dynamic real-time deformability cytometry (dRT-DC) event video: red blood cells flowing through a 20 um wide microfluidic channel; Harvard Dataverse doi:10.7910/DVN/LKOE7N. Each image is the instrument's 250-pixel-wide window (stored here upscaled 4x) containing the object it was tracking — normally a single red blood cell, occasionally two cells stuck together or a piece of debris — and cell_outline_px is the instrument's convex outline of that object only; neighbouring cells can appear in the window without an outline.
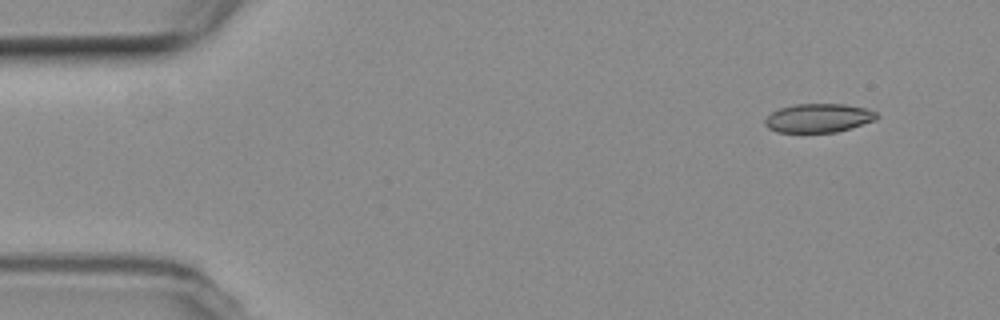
{"species": "common noctule bat (a hibernating species)", "species_latin": "Nyctalus noctula", "temperature_condition": "room temperature", "stored_images_in_passage": 5, "segment_of_instrument_passage": [1, 2], "camera_frame_rate_fps": 3000, "um_per_image_px": 0.085, "animal": {"sex": "female", "body_mass_g": 19.3, "forearm_length_mm": 54.1}, "frame": {"image": 1, "passage_image": 1, "time_ms": 0.0, "image_size_px": [1000, 320], "cell_outline_px": [[880, 116], [876, 120], [836, 132], [776, 132], [768, 128], [764, 124], [764, 120], [772, 112], [780, 108], [796, 104], [844, 104], [864, 108], [876, 112]], "centroid_in_image_um": [69.57, 10.03], "position_along_channel_um": 15.4, "area_um2": 18.67}}
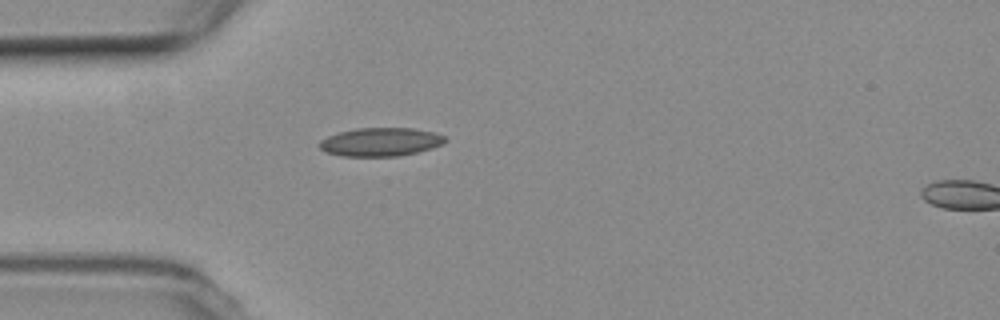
{"frame": {"image": 2, "passage_image": 4, "time_ms": 3.667, "image_size_px": [1000, 320], "cell_outline_px": [[448, 140], [432, 148], [416, 152], [396, 156], [340, 156], [328, 152], [320, 148], [320, 140], [328, 136], [340, 132], [356, 128], [412, 128], [432, 132], [444, 136]], "centroid_in_image_um": [32.34, 12.06], "position_along_channel_um": 52.7, "area_um2": 20.58}}